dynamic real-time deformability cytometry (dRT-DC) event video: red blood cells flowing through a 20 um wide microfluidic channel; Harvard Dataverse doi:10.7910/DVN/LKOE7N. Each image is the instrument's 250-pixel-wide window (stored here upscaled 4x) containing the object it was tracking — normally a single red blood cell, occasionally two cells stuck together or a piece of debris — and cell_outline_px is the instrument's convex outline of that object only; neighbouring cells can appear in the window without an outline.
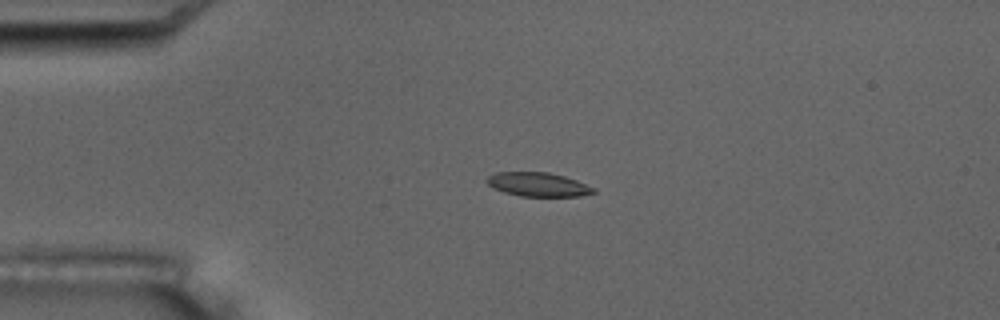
{"species": "common noctule bat (a hibernating species)", "species_latin": "Nyctalus noctula", "temperature_condition": "room temperature", "stored_images_in_passage": 6, "camera_frame_rate_fps": 3000, "um_per_image_px": 0.085, "animal": {"sex": "male", "body_mass_g": 17.5, "forearm_length_mm": 52.3}, "frame": {"image": 1, "passage_image": 5, "time_ms": 4.667, "image_size_px": [1000, 320], "cell_outline_px": [[596, 192], [580, 196], [520, 196], [504, 192], [492, 188], [484, 180], [488, 176], [496, 172], [548, 172], [564, 176], [576, 180], [596, 188]], "centroid_in_image_um": [45.71, 15.68], "position_along_channel_um": 39.3, "area_um2": 14.97}}